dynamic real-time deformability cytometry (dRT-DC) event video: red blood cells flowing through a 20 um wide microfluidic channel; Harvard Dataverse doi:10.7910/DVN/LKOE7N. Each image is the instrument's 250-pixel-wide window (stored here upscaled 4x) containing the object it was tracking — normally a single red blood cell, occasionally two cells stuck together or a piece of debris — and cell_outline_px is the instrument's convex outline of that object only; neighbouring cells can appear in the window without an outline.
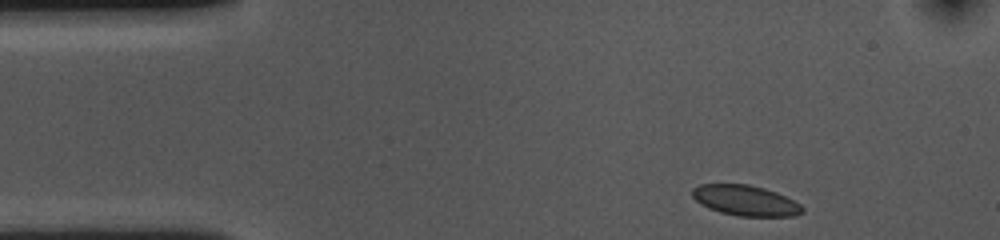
{"species": "common noctule bat (a hibernating species)", "species_latin": "Nyctalus noctula", "temperature_condition": "cold", "stored_images_in_passage": 41, "camera_frame_rate_fps": 3000, "um_per_image_px": 0.085, "animal": {"sex": "female", "body_mass_g": 10.0, "forearm_length_mm": 53.1}, "frame": {"image": 1, "passage_image": 1, "time_ms": 0.0, "image_size_px": [1000, 240], "cell_outline_px": [[804, 212], [796, 216], [736, 216], [720, 212], [708, 208], [700, 204], [692, 196], [692, 188], [700, 184], [748, 184], [764, 188], [776, 192], [800, 204], [804, 208]], "centroid_in_image_um": [63.35, 17.05], "position_along_channel_um": 21.6, "area_um2": 19.59}}
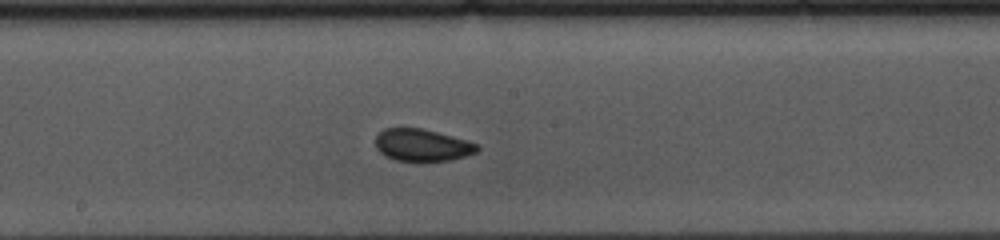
{"frame": {"image": 2, "passage_image": 22, "time_ms": 7.0, "image_size_px": [1000, 240], "cell_outline_px": [[480, 148], [476, 152], [464, 156], [448, 160], [396, 160], [384, 156], [376, 148], [376, 136], [384, 128], [424, 128], [480, 144]], "centroid_in_image_um": [35.88, 12.31], "position_along_channel_um": 212.3, "area_um2": 18.9}}
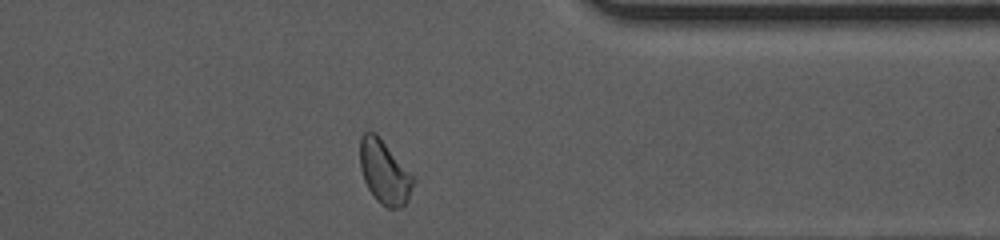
{"frame": {"image": 3, "passage_image": 37, "time_ms": 12.0, "image_size_px": [1000, 240], "cell_outline_px": [[412, 184], [408, 200], [404, 204], [396, 208], [388, 208], [380, 204], [376, 200], [368, 188], [364, 180], [360, 168], [360, 136], [364, 132], [376, 132], [412, 176]], "centroid_in_image_um": [32.62, 14.62], "position_along_channel_um": 378.8, "area_um2": 19.25}, "authors_computed_cell_mechanics": {"area_um2": 19.652, "velocity_mm_per_s": 3.5773, "shape_relaxation_time_tau1_ms": null, "shape_relaxation_time_tau2_ms": 2.0067, "deformation_change_tau1": null, "deformation_change_tau2": 0.0603}}